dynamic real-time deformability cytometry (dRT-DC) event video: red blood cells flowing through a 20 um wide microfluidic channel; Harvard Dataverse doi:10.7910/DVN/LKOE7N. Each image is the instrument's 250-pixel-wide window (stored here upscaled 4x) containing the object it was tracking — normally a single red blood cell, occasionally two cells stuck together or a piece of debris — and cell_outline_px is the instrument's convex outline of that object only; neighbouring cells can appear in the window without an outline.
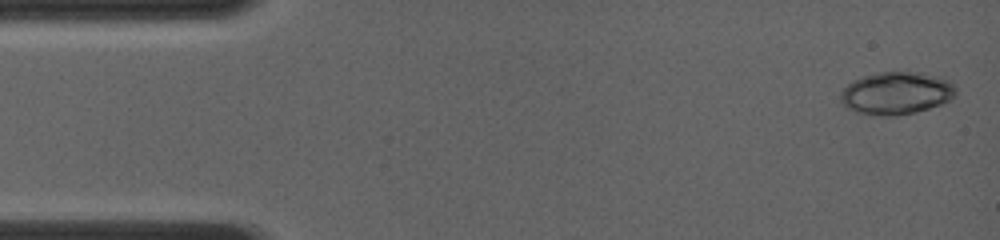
{"species": "common noctule bat (a hibernating species)", "species_latin": "Nyctalus noctula", "temperature_condition": "room temperature", "stored_images_in_passage": 4, "camera_frame_rate_fps": 4000, "um_per_image_px": 0.085, "animal": {"sex": "female", "body_mass_g": 19.0, "forearm_length_mm": 56.7}, "frame": {"image": 1, "passage_image": 1, "time_ms": 0.0, "image_size_px": [1000, 240], "cell_outline_px": [[956, 92], [948, 100], [940, 104], [916, 112], [892, 116], [888, 116], [860, 112], [848, 108], [840, 100], [840, 92], [852, 80], [864, 76], [880, 72], [924, 72], [944, 76], [956, 88]], "centroid_in_image_um": [76.21, 7.89], "position_along_channel_um": 8.8, "area_um2": 28.44}}